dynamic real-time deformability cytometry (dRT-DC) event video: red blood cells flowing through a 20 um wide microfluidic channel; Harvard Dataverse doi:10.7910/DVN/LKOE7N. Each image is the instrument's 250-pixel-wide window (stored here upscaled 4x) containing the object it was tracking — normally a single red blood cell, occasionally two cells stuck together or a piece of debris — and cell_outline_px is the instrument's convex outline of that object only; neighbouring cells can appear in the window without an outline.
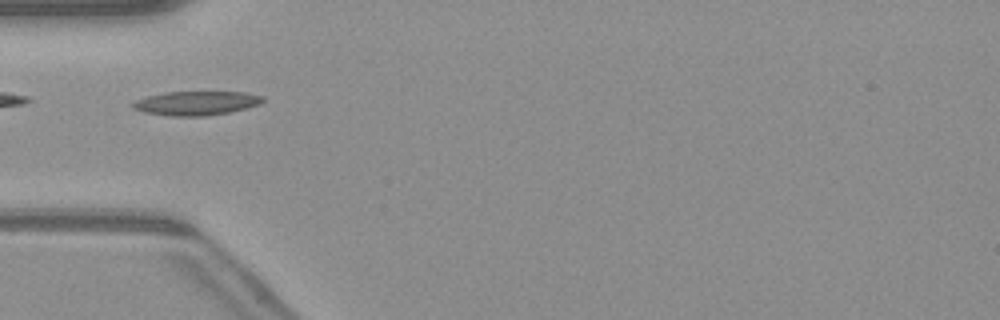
{"species": "common noctule bat (a hibernating species)", "species_latin": "Nyctalus noctula", "temperature_condition": "warm", "stored_images_in_passage": 35, "camera_frame_rate_fps": 3000, "um_per_image_px": 0.085, "animal": {"sex": "male", "body_mass_g": 23.1, "forearm_length_mm": 52.7}, "frame": {"image": 1, "passage_image": 1, "time_ms": 0.0, "image_size_px": [1000, 320], "cell_outline_px": [[264, 100], [260, 104], [228, 112], [204, 116], [172, 116], [144, 112], [132, 108], [132, 104], [136, 100], [148, 96], [164, 92], [248, 92], [264, 96]], "centroid_in_image_um": [16.69, 8.76], "position_along_channel_um": 68.3, "area_um2": 18.09}}
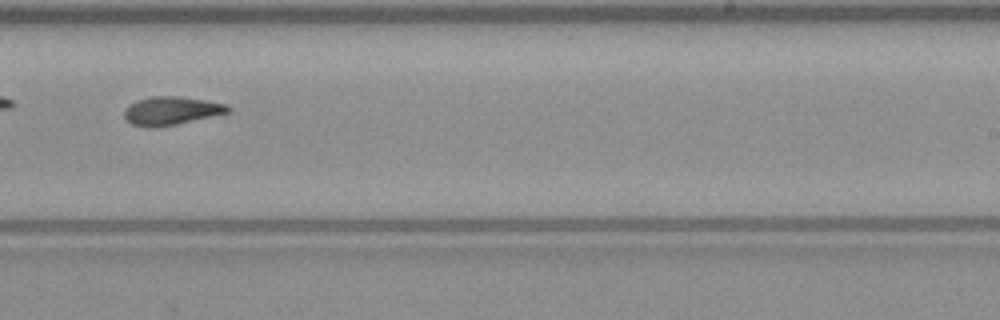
{"frame": {"image": 2, "passage_image": 16, "time_ms": 5.0, "image_size_px": [1000, 320], "cell_outline_px": [[232, 108], [228, 112], [176, 124], [132, 124], [124, 116], [124, 112], [128, 104], [136, 100], [152, 96], [180, 96], [204, 100], [224, 104]], "centroid_in_image_um": [14.57, 9.35], "position_along_channel_um": 274.4, "area_um2": 16.24}, "authors_computed_cell_mechanics": {"area_um2": 16.5886, "velocity_mm_per_s": 4.1054, "shape_relaxation_time_tau1_ms": null, "shape_relaxation_time_tau2_ms": 7.7435, "deformation_change_tau1": null, "deformation_change_tau2": 0.1382}}